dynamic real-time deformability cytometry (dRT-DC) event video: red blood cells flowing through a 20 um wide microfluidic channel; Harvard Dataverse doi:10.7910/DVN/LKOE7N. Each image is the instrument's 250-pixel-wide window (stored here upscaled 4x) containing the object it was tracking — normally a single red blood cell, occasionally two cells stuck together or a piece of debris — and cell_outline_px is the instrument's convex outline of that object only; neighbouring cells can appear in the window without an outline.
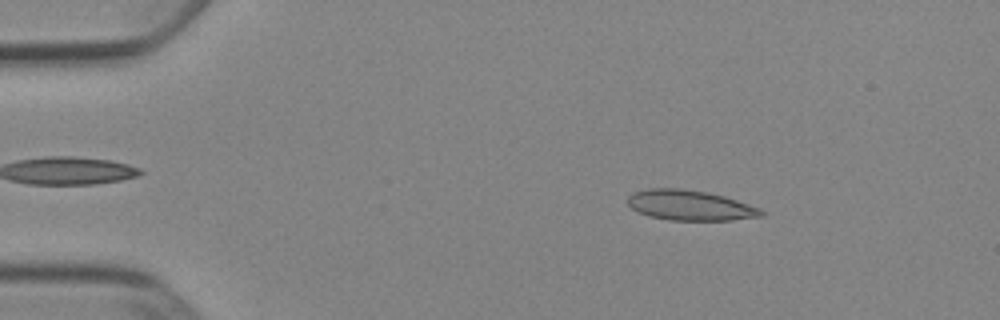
{"species": "Egyptian fruit bat (a non-hibernating species)", "species_latin": "Rousettus aegyptiacus", "temperature_condition": "cold", "stored_images_in_passage": 50, "camera_frame_rate_fps": 3000, "um_per_image_px": 0.085, "animal": {"sex": "female"}, "frame": {"image": 1, "passage_image": 7, "time_ms": 2.0, "image_size_px": [1000, 320], "cell_outline_px": [[764, 216], [732, 220], [668, 220], [648, 216], [636, 212], [628, 204], [628, 196], [636, 192], [648, 188], [680, 188], [708, 192], [724, 196], [760, 208], [764, 212]], "centroid_in_image_um": [58.64, 17.45], "position_along_channel_um": 26.4, "area_um2": 23.58}}
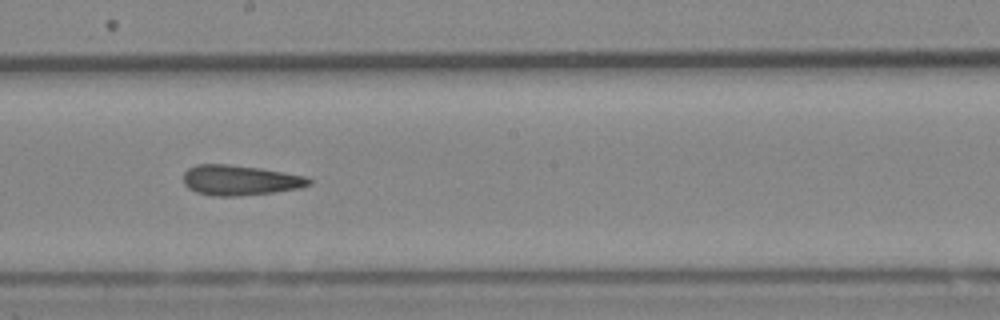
{"frame": {"image": 2, "passage_image": 28, "time_ms": 9.0, "image_size_px": [1000, 320], "cell_outline_px": [[312, 184], [300, 188], [272, 192], [232, 196], [216, 196], [196, 192], [188, 188], [184, 184], [184, 172], [188, 168], [196, 164], [228, 164], [260, 168], [304, 176], [312, 180]], "centroid_in_image_um": [20.37, 15.31], "position_along_channel_um": 227.8, "area_um2": 21.91}}
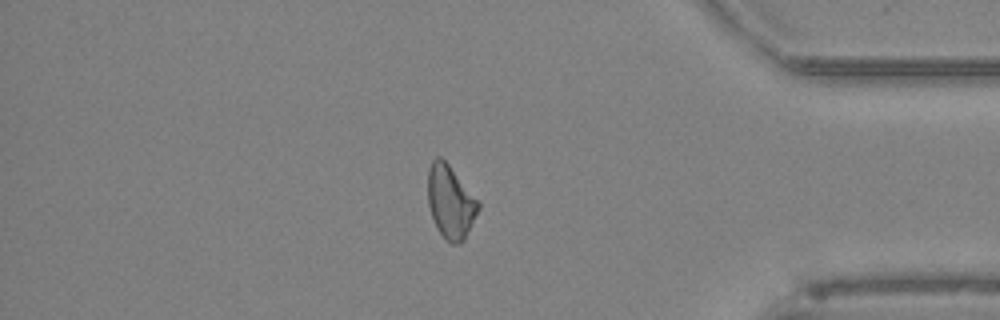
{"frame": {"image": 3, "passage_image": 43, "time_ms": 14.0, "image_size_px": [1000, 320], "cell_outline_px": [[480, 208], [464, 240], [460, 244], [452, 244], [440, 232], [432, 216], [428, 204], [428, 168], [432, 160], [436, 156], [440, 156], [448, 164], [480, 204]], "centroid_in_image_um": [38.28, 17.15], "position_along_channel_um": 396.9, "area_um2": 21.04}, "authors_computed_cell_mechanics": {"area_um2": 22.0796, "velocity_mm_per_s": 3.9123, "shape_relaxation_time_tau1_ms": null, "shape_relaxation_time_tau2_ms": 4.4994, "deformation_change_tau1": null, "deformation_change_tau2": 0.1363}}